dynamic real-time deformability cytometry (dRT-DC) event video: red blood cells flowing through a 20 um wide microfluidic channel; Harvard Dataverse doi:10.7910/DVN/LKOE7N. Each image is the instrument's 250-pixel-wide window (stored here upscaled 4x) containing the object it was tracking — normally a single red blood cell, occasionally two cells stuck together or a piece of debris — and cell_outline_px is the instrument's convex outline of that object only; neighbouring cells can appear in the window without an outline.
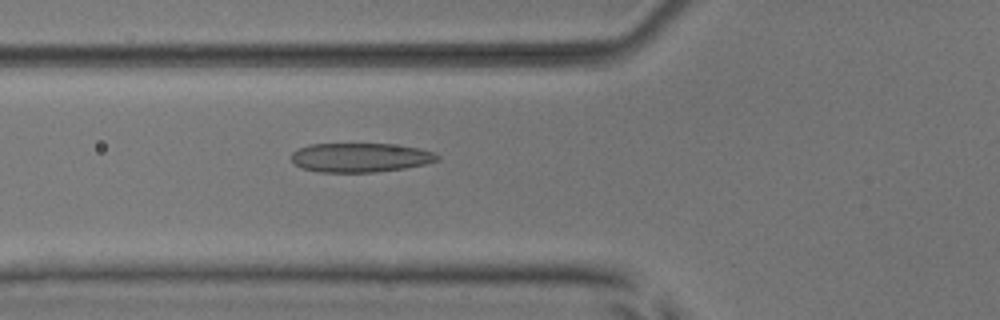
{"species": "common noctule bat (a hibernating species)", "species_latin": "Nyctalus noctula", "temperature_condition": "room temperature", "stored_images_in_passage": 47, "camera_frame_rate_fps": 3000, "um_per_image_px": 0.085, "animal": {"sex": "male", "body_mass_g": 17.9, "forearm_length_mm": 54.2}, "frame": {"image": 1, "passage_image": 14, "time_ms": 4.333, "image_size_px": [1000, 320], "cell_outline_px": [[440, 160], [424, 164], [404, 168], [376, 172], [320, 172], [300, 168], [292, 160], [292, 152], [308, 144], [392, 144], [420, 148], [432, 152], [440, 156]], "centroid_in_image_um": [30.63, 13.39], "position_along_channel_um": 95.2, "area_um2": 24.8}}
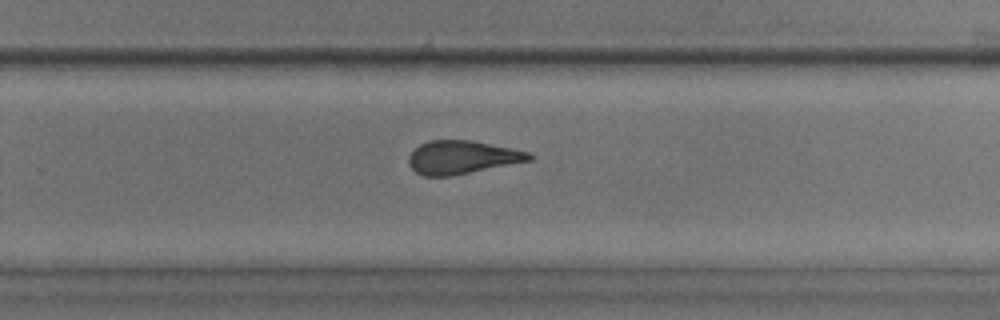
{"frame": {"image": 2, "passage_image": 29, "time_ms": 9.333, "image_size_px": [1000, 320], "cell_outline_px": [[532, 160], [452, 176], [424, 176], [416, 172], [408, 164], [408, 156], [420, 144], [428, 140], [472, 140], [512, 148], [528, 152], [532, 156]], "centroid_in_image_um": [39.25, 13.37], "position_along_channel_um": 290.5, "area_um2": 23.35}}
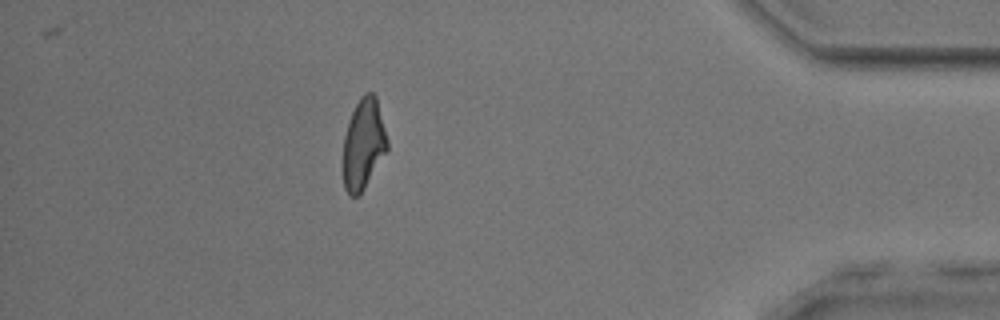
{"frame": {"image": 3, "passage_image": 41, "time_ms": 13.333, "image_size_px": [1000, 320], "cell_outline_px": [[388, 148], [360, 196], [348, 196], [344, 188], [340, 164], [344, 136], [352, 112], [360, 96], [364, 92], [372, 92], [376, 96], [388, 140]], "centroid_in_image_um": [30.84, 12.3], "position_along_channel_um": 404.4, "area_um2": 23.93}, "authors_computed_cell_mechanics": {"area_um2": 24.1026, "velocity_mm_per_s": 3.9159, "shape_relaxation_time_tau1_ms": 7.3573, "shape_relaxation_time_tau2_ms": 2.0399, "deformation_change_tau1": 0.1989, "deformation_change_tau2": 0.1139}}